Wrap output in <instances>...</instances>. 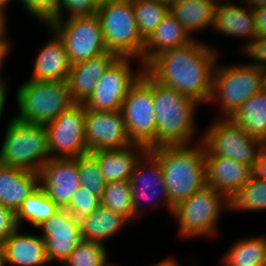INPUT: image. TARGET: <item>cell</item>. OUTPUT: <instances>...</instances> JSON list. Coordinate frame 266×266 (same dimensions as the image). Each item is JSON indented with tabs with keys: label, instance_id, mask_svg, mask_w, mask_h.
<instances>
[{
	"label": "cell",
	"instance_id": "cell-1",
	"mask_svg": "<svg viewBox=\"0 0 266 266\" xmlns=\"http://www.w3.org/2000/svg\"><path fill=\"white\" fill-rule=\"evenodd\" d=\"M218 52L193 39L155 56L144 70L159 83L191 97L199 104L210 101Z\"/></svg>",
	"mask_w": 266,
	"mask_h": 266
},
{
	"label": "cell",
	"instance_id": "cell-2",
	"mask_svg": "<svg viewBox=\"0 0 266 266\" xmlns=\"http://www.w3.org/2000/svg\"><path fill=\"white\" fill-rule=\"evenodd\" d=\"M201 140L200 136L195 146L170 145L149 149L161 164L171 214L179 202L207 185L205 147Z\"/></svg>",
	"mask_w": 266,
	"mask_h": 266
},
{
	"label": "cell",
	"instance_id": "cell-3",
	"mask_svg": "<svg viewBox=\"0 0 266 266\" xmlns=\"http://www.w3.org/2000/svg\"><path fill=\"white\" fill-rule=\"evenodd\" d=\"M156 147L190 144L196 132L197 101L153 79Z\"/></svg>",
	"mask_w": 266,
	"mask_h": 266
},
{
	"label": "cell",
	"instance_id": "cell-4",
	"mask_svg": "<svg viewBox=\"0 0 266 266\" xmlns=\"http://www.w3.org/2000/svg\"><path fill=\"white\" fill-rule=\"evenodd\" d=\"M96 15L107 51L137 58L143 66L145 40L138 32L132 0H102Z\"/></svg>",
	"mask_w": 266,
	"mask_h": 266
},
{
	"label": "cell",
	"instance_id": "cell-5",
	"mask_svg": "<svg viewBox=\"0 0 266 266\" xmlns=\"http://www.w3.org/2000/svg\"><path fill=\"white\" fill-rule=\"evenodd\" d=\"M18 114L14 119L28 124L45 125L76 104L66 81L28 80L16 93Z\"/></svg>",
	"mask_w": 266,
	"mask_h": 266
},
{
	"label": "cell",
	"instance_id": "cell-6",
	"mask_svg": "<svg viewBox=\"0 0 266 266\" xmlns=\"http://www.w3.org/2000/svg\"><path fill=\"white\" fill-rule=\"evenodd\" d=\"M50 158L45 125L19 122L11 117L0 149V164L39 173Z\"/></svg>",
	"mask_w": 266,
	"mask_h": 266
},
{
	"label": "cell",
	"instance_id": "cell-7",
	"mask_svg": "<svg viewBox=\"0 0 266 266\" xmlns=\"http://www.w3.org/2000/svg\"><path fill=\"white\" fill-rule=\"evenodd\" d=\"M225 209H230L229 199L206 185L179 202L172 215L178 222V234L181 237H214L218 231V219Z\"/></svg>",
	"mask_w": 266,
	"mask_h": 266
},
{
	"label": "cell",
	"instance_id": "cell-8",
	"mask_svg": "<svg viewBox=\"0 0 266 266\" xmlns=\"http://www.w3.org/2000/svg\"><path fill=\"white\" fill-rule=\"evenodd\" d=\"M218 64L213 72L212 95L208 104H220V118H232L243 103L261 91V68L250 63Z\"/></svg>",
	"mask_w": 266,
	"mask_h": 266
},
{
	"label": "cell",
	"instance_id": "cell-9",
	"mask_svg": "<svg viewBox=\"0 0 266 266\" xmlns=\"http://www.w3.org/2000/svg\"><path fill=\"white\" fill-rule=\"evenodd\" d=\"M121 112L129 139L148 149L156 147V116L153 100V78L144 70L130 87Z\"/></svg>",
	"mask_w": 266,
	"mask_h": 266
},
{
	"label": "cell",
	"instance_id": "cell-10",
	"mask_svg": "<svg viewBox=\"0 0 266 266\" xmlns=\"http://www.w3.org/2000/svg\"><path fill=\"white\" fill-rule=\"evenodd\" d=\"M201 135L205 156L228 157L254 170L260 152V140L250 136L231 118L212 121Z\"/></svg>",
	"mask_w": 266,
	"mask_h": 266
},
{
	"label": "cell",
	"instance_id": "cell-11",
	"mask_svg": "<svg viewBox=\"0 0 266 266\" xmlns=\"http://www.w3.org/2000/svg\"><path fill=\"white\" fill-rule=\"evenodd\" d=\"M48 26L62 39L71 65L107 52L96 14L54 19Z\"/></svg>",
	"mask_w": 266,
	"mask_h": 266
},
{
	"label": "cell",
	"instance_id": "cell-12",
	"mask_svg": "<svg viewBox=\"0 0 266 266\" xmlns=\"http://www.w3.org/2000/svg\"><path fill=\"white\" fill-rule=\"evenodd\" d=\"M132 59V60H131ZM131 57H117L98 81L93 94L84 103L85 108L93 111H119L130 87L144 71L140 65L134 71Z\"/></svg>",
	"mask_w": 266,
	"mask_h": 266
},
{
	"label": "cell",
	"instance_id": "cell-13",
	"mask_svg": "<svg viewBox=\"0 0 266 266\" xmlns=\"http://www.w3.org/2000/svg\"><path fill=\"white\" fill-rule=\"evenodd\" d=\"M84 104H74L45 124L51 158H77L89 153L85 140Z\"/></svg>",
	"mask_w": 266,
	"mask_h": 266
},
{
	"label": "cell",
	"instance_id": "cell-14",
	"mask_svg": "<svg viewBox=\"0 0 266 266\" xmlns=\"http://www.w3.org/2000/svg\"><path fill=\"white\" fill-rule=\"evenodd\" d=\"M85 140L89 152L121 149L133 144L121 110L93 111L86 108Z\"/></svg>",
	"mask_w": 266,
	"mask_h": 266
},
{
	"label": "cell",
	"instance_id": "cell-15",
	"mask_svg": "<svg viewBox=\"0 0 266 266\" xmlns=\"http://www.w3.org/2000/svg\"><path fill=\"white\" fill-rule=\"evenodd\" d=\"M36 228L42 229L40 236L45 241L49 263L57 261L62 265L82 240L79 220L66 208H60Z\"/></svg>",
	"mask_w": 266,
	"mask_h": 266
},
{
	"label": "cell",
	"instance_id": "cell-16",
	"mask_svg": "<svg viewBox=\"0 0 266 266\" xmlns=\"http://www.w3.org/2000/svg\"><path fill=\"white\" fill-rule=\"evenodd\" d=\"M39 185L59 208H66L80 187L77 158L48 159L40 168Z\"/></svg>",
	"mask_w": 266,
	"mask_h": 266
},
{
	"label": "cell",
	"instance_id": "cell-17",
	"mask_svg": "<svg viewBox=\"0 0 266 266\" xmlns=\"http://www.w3.org/2000/svg\"><path fill=\"white\" fill-rule=\"evenodd\" d=\"M132 205L136 219L143 214L142 200H157L162 197L169 209V196L159 160L148 150L138 161L130 178ZM160 193L161 196L158 194ZM143 202V201H142ZM152 202V201H151ZM150 202V203H151ZM144 204V203H143ZM142 208V209H141Z\"/></svg>",
	"mask_w": 266,
	"mask_h": 266
},
{
	"label": "cell",
	"instance_id": "cell-18",
	"mask_svg": "<svg viewBox=\"0 0 266 266\" xmlns=\"http://www.w3.org/2000/svg\"><path fill=\"white\" fill-rule=\"evenodd\" d=\"M240 2L243 4L235 5L228 0H219L215 10L213 29L225 37L247 38L248 41L242 48L244 51L256 37V27L253 9L247 5L245 0H240Z\"/></svg>",
	"mask_w": 266,
	"mask_h": 266
},
{
	"label": "cell",
	"instance_id": "cell-19",
	"mask_svg": "<svg viewBox=\"0 0 266 266\" xmlns=\"http://www.w3.org/2000/svg\"><path fill=\"white\" fill-rule=\"evenodd\" d=\"M116 58L114 53L107 51L71 65L66 82L75 103L84 104L89 99L105 70Z\"/></svg>",
	"mask_w": 266,
	"mask_h": 266
},
{
	"label": "cell",
	"instance_id": "cell-20",
	"mask_svg": "<svg viewBox=\"0 0 266 266\" xmlns=\"http://www.w3.org/2000/svg\"><path fill=\"white\" fill-rule=\"evenodd\" d=\"M207 185L229 200L253 175V170L240 162L223 156H205Z\"/></svg>",
	"mask_w": 266,
	"mask_h": 266
},
{
	"label": "cell",
	"instance_id": "cell-21",
	"mask_svg": "<svg viewBox=\"0 0 266 266\" xmlns=\"http://www.w3.org/2000/svg\"><path fill=\"white\" fill-rule=\"evenodd\" d=\"M138 150V151H137ZM149 149L141 144H132L121 149L89 152L98 162L106 183L130 181L136 164Z\"/></svg>",
	"mask_w": 266,
	"mask_h": 266
},
{
	"label": "cell",
	"instance_id": "cell-22",
	"mask_svg": "<svg viewBox=\"0 0 266 266\" xmlns=\"http://www.w3.org/2000/svg\"><path fill=\"white\" fill-rule=\"evenodd\" d=\"M47 27L52 38L39 51L30 80L66 81L71 69L68 54L62 39L48 25Z\"/></svg>",
	"mask_w": 266,
	"mask_h": 266
},
{
	"label": "cell",
	"instance_id": "cell-23",
	"mask_svg": "<svg viewBox=\"0 0 266 266\" xmlns=\"http://www.w3.org/2000/svg\"><path fill=\"white\" fill-rule=\"evenodd\" d=\"M19 231L20 227L2 242L6 266H47L49 261L43 238Z\"/></svg>",
	"mask_w": 266,
	"mask_h": 266
},
{
	"label": "cell",
	"instance_id": "cell-24",
	"mask_svg": "<svg viewBox=\"0 0 266 266\" xmlns=\"http://www.w3.org/2000/svg\"><path fill=\"white\" fill-rule=\"evenodd\" d=\"M39 186V173L0 164V204L14 213Z\"/></svg>",
	"mask_w": 266,
	"mask_h": 266
},
{
	"label": "cell",
	"instance_id": "cell-25",
	"mask_svg": "<svg viewBox=\"0 0 266 266\" xmlns=\"http://www.w3.org/2000/svg\"><path fill=\"white\" fill-rule=\"evenodd\" d=\"M193 38L188 35L182 24L170 11L145 40L143 49V67L155 56L172 48L183 46Z\"/></svg>",
	"mask_w": 266,
	"mask_h": 266
},
{
	"label": "cell",
	"instance_id": "cell-26",
	"mask_svg": "<svg viewBox=\"0 0 266 266\" xmlns=\"http://www.w3.org/2000/svg\"><path fill=\"white\" fill-rule=\"evenodd\" d=\"M83 240L95 241L104 244L121 228L130 223V220L118 212L99 206L90 215L79 219ZM105 241V242H104Z\"/></svg>",
	"mask_w": 266,
	"mask_h": 266
},
{
	"label": "cell",
	"instance_id": "cell-27",
	"mask_svg": "<svg viewBox=\"0 0 266 266\" xmlns=\"http://www.w3.org/2000/svg\"><path fill=\"white\" fill-rule=\"evenodd\" d=\"M218 2L219 0H187L175 4L169 8V11L193 38L191 34L204 30L206 27L213 29Z\"/></svg>",
	"mask_w": 266,
	"mask_h": 266
},
{
	"label": "cell",
	"instance_id": "cell-28",
	"mask_svg": "<svg viewBox=\"0 0 266 266\" xmlns=\"http://www.w3.org/2000/svg\"><path fill=\"white\" fill-rule=\"evenodd\" d=\"M221 258L224 266H264L266 237L238 239Z\"/></svg>",
	"mask_w": 266,
	"mask_h": 266
},
{
	"label": "cell",
	"instance_id": "cell-29",
	"mask_svg": "<svg viewBox=\"0 0 266 266\" xmlns=\"http://www.w3.org/2000/svg\"><path fill=\"white\" fill-rule=\"evenodd\" d=\"M231 119L250 136L261 140L266 135V93L261 90L254 94Z\"/></svg>",
	"mask_w": 266,
	"mask_h": 266
},
{
	"label": "cell",
	"instance_id": "cell-30",
	"mask_svg": "<svg viewBox=\"0 0 266 266\" xmlns=\"http://www.w3.org/2000/svg\"><path fill=\"white\" fill-rule=\"evenodd\" d=\"M60 208L48 197L47 193L39 186L28 198L20 205L15 212L17 226L21 222L27 221L36 228L43 221L48 220Z\"/></svg>",
	"mask_w": 266,
	"mask_h": 266
},
{
	"label": "cell",
	"instance_id": "cell-31",
	"mask_svg": "<svg viewBox=\"0 0 266 266\" xmlns=\"http://www.w3.org/2000/svg\"><path fill=\"white\" fill-rule=\"evenodd\" d=\"M230 211H261L266 210V180L254 174L229 200Z\"/></svg>",
	"mask_w": 266,
	"mask_h": 266
},
{
	"label": "cell",
	"instance_id": "cell-32",
	"mask_svg": "<svg viewBox=\"0 0 266 266\" xmlns=\"http://www.w3.org/2000/svg\"><path fill=\"white\" fill-rule=\"evenodd\" d=\"M138 32L146 40L169 12L161 0H132Z\"/></svg>",
	"mask_w": 266,
	"mask_h": 266
},
{
	"label": "cell",
	"instance_id": "cell-33",
	"mask_svg": "<svg viewBox=\"0 0 266 266\" xmlns=\"http://www.w3.org/2000/svg\"><path fill=\"white\" fill-rule=\"evenodd\" d=\"M100 205L118 212L131 222L136 219L132 205V187L130 181L106 183Z\"/></svg>",
	"mask_w": 266,
	"mask_h": 266
},
{
	"label": "cell",
	"instance_id": "cell-34",
	"mask_svg": "<svg viewBox=\"0 0 266 266\" xmlns=\"http://www.w3.org/2000/svg\"><path fill=\"white\" fill-rule=\"evenodd\" d=\"M105 246L99 242L82 239L62 266H106L109 253Z\"/></svg>",
	"mask_w": 266,
	"mask_h": 266
},
{
	"label": "cell",
	"instance_id": "cell-35",
	"mask_svg": "<svg viewBox=\"0 0 266 266\" xmlns=\"http://www.w3.org/2000/svg\"><path fill=\"white\" fill-rule=\"evenodd\" d=\"M77 169L80 177V186L102 198L106 181L102 176L97 160L90 154L77 157Z\"/></svg>",
	"mask_w": 266,
	"mask_h": 266
},
{
	"label": "cell",
	"instance_id": "cell-36",
	"mask_svg": "<svg viewBox=\"0 0 266 266\" xmlns=\"http://www.w3.org/2000/svg\"><path fill=\"white\" fill-rule=\"evenodd\" d=\"M102 0H57L56 15L54 19H63V14L70 17L95 15ZM63 13V14H62Z\"/></svg>",
	"mask_w": 266,
	"mask_h": 266
},
{
	"label": "cell",
	"instance_id": "cell-37",
	"mask_svg": "<svg viewBox=\"0 0 266 266\" xmlns=\"http://www.w3.org/2000/svg\"><path fill=\"white\" fill-rule=\"evenodd\" d=\"M100 206V199L80 186L66 209L78 220L90 215Z\"/></svg>",
	"mask_w": 266,
	"mask_h": 266
},
{
	"label": "cell",
	"instance_id": "cell-38",
	"mask_svg": "<svg viewBox=\"0 0 266 266\" xmlns=\"http://www.w3.org/2000/svg\"><path fill=\"white\" fill-rule=\"evenodd\" d=\"M22 7L38 21L49 25L55 18L57 0H18Z\"/></svg>",
	"mask_w": 266,
	"mask_h": 266
},
{
	"label": "cell",
	"instance_id": "cell-39",
	"mask_svg": "<svg viewBox=\"0 0 266 266\" xmlns=\"http://www.w3.org/2000/svg\"><path fill=\"white\" fill-rule=\"evenodd\" d=\"M244 55L253 60L250 64L259 68L266 67V36H256L244 50Z\"/></svg>",
	"mask_w": 266,
	"mask_h": 266
},
{
	"label": "cell",
	"instance_id": "cell-40",
	"mask_svg": "<svg viewBox=\"0 0 266 266\" xmlns=\"http://www.w3.org/2000/svg\"><path fill=\"white\" fill-rule=\"evenodd\" d=\"M18 228L15 213L0 204V242H3Z\"/></svg>",
	"mask_w": 266,
	"mask_h": 266
},
{
	"label": "cell",
	"instance_id": "cell-41",
	"mask_svg": "<svg viewBox=\"0 0 266 266\" xmlns=\"http://www.w3.org/2000/svg\"><path fill=\"white\" fill-rule=\"evenodd\" d=\"M255 15L256 36H266V7L253 9Z\"/></svg>",
	"mask_w": 266,
	"mask_h": 266
},
{
	"label": "cell",
	"instance_id": "cell-42",
	"mask_svg": "<svg viewBox=\"0 0 266 266\" xmlns=\"http://www.w3.org/2000/svg\"><path fill=\"white\" fill-rule=\"evenodd\" d=\"M253 174L260 179L266 180V152L260 151Z\"/></svg>",
	"mask_w": 266,
	"mask_h": 266
},
{
	"label": "cell",
	"instance_id": "cell-43",
	"mask_svg": "<svg viewBox=\"0 0 266 266\" xmlns=\"http://www.w3.org/2000/svg\"><path fill=\"white\" fill-rule=\"evenodd\" d=\"M11 42L9 41H0V71L3 66V61L6 56H8L9 52H11ZM1 74V72H0ZM7 86L6 80L0 75V87Z\"/></svg>",
	"mask_w": 266,
	"mask_h": 266
},
{
	"label": "cell",
	"instance_id": "cell-44",
	"mask_svg": "<svg viewBox=\"0 0 266 266\" xmlns=\"http://www.w3.org/2000/svg\"><path fill=\"white\" fill-rule=\"evenodd\" d=\"M6 14H4L1 10H0V41H8L9 39L7 38L8 35L7 34V20H6Z\"/></svg>",
	"mask_w": 266,
	"mask_h": 266
},
{
	"label": "cell",
	"instance_id": "cell-45",
	"mask_svg": "<svg viewBox=\"0 0 266 266\" xmlns=\"http://www.w3.org/2000/svg\"><path fill=\"white\" fill-rule=\"evenodd\" d=\"M7 86L0 87V120L4 112V107L7 99Z\"/></svg>",
	"mask_w": 266,
	"mask_h": 266
},
{
	"label": "cell",
	"instance_id": "cell-46",
	"mask_svg": "<svg viewBox=\"0 0 266 266\" xmlns=\"http://www.w3.org/2000/svg\"><path fill=\"white\" fill-rule=\"evenodd\" d=\"M154 266H181V265L179 264V262H177L175 258L172 257V258L163 259L156 265L154 264Z\"/></svg>",
	"mask_w": 266,
	"mask_h": 266
},
{
	"label": "cell",
	"instance_id": "cell-47",
	"mask_svg": "<svg viewBox=\"0 0 266 266\" xmlns=\"http://www.w3.org/2000/svg\"><path fill=\"white\" fill-rule=\"evenodd\" d=\"M245 2L252 9L266 7V0H245Z\"/></svg>",
	"mask_w": 266,
	"mask_h": 266
},
{
	"label": "cell",
	"instance_id": "cell-48",
	"mask_svg": "<svg viewBox=\"0 0 266 266\" xmlns=\"http://www.w3.org/2000/svg\"><path fill=\"white\" fill-rule=\"evenodd\" d=\"M261 90L266 93V67L261 68Z\"/></svg>",
	"mask_w": 266,
	"mask_h": 266
},
{
	"label": "cell",
	"instance_id": "cell-49",
	"mask_svg": "<svg viewBox=\"0 0 266 266\" xmlns=\"http://www.w3.org/2000/svg\"><path fill=\"white\" fill-rule=\"evenodd\" d=\"M0 266H6V263H5V250H4V246H3L2 242H0Z\"/></svg>",
	"mask_w": 266,
	"mask_h": 266
},
{
	"label": "cell",
	"instance_id": "cell-50",
	"mask_svg": "<svg viewBox=\"0 0 266 266\" xmlns=\"http://www.w3.org/2000/svg\"><path fill=\"white\" fill-rule=\"evenodd\" d=\"M163 3H165L167 5L168 8H171L172 6H174L175 4L181 3L183 1H187V0H161Z\"/></svg>",
	"mask_w": 266,
	"mask_h": 266
},
{
	"label": "cell",
	"instance_id": "cell-51",
	"mask_svg": "<svg viewBox=\"0 0 266 266\" xmlns=\"http://www.w3.org/2000/svg\"><path fill=\"white\" fill-rule=\"evenodd\" d=\"M11 0H0V10L5 14V10L8 7L7 5Z\"/></svg>",
	"mask_w": 266,
	"mask_h": 266
},
{
	"label": "cell",
	"instance_id": "cell-52",
	"mask_svg": "<svg viewBox=\"0 0 266 266\" xmlns=\"http://www.w3.org/2000/svg\"><path fill=\"white\" fill-rule=\"evenodd\" d=\"M260 151L266 152V135L260 140Z\"/></svg>",
	"mask_w": 266,
	"mask_h": 266
}]
</instances>
